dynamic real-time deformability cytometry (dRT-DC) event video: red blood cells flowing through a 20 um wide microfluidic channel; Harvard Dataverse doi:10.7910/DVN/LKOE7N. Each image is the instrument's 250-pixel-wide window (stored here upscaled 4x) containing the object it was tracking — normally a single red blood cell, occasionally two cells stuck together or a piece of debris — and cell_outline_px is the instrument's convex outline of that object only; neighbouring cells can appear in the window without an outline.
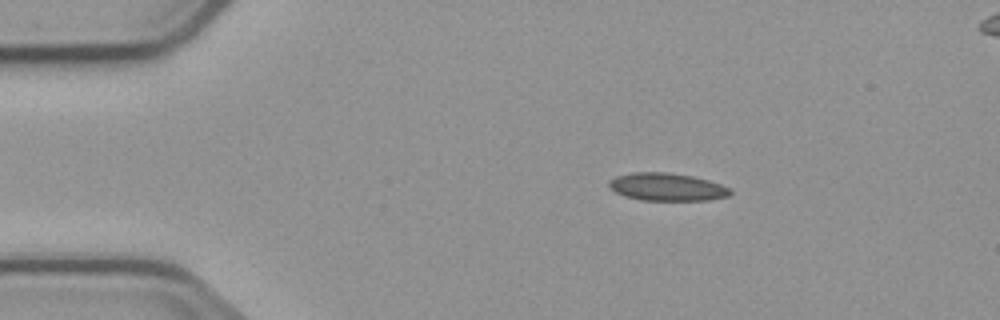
{"species": "common noctule bat (a hibernating species)", "species_latin": "Nyctalus noctula", "temperature_condition": "cold", "stored_images_in_passage": 5, "camera_frame_rate_fps": 3000, "um_per_image_px": 0.085, "animal": {"sex": "male", "body_mass_g": 23.1, "forearm_length_mm": 52.7}, "frame": {"image": 1, "passage_image": 2, "time_ms": 1.333, "image_size_px": [1000, 320], "cell_outline_px": [[732, 192], [728, 196], [708, 200], [640, 200], [624, 196], [608, 188], [608, 180], [616, 176], [632, 172], [668, 172], [692, 176], [708, 180], [732, 188]], "centroid_in_image_um": [56.67, 15.88], "position_along_channel_um": 28.3, "area_um2": 19.77}}
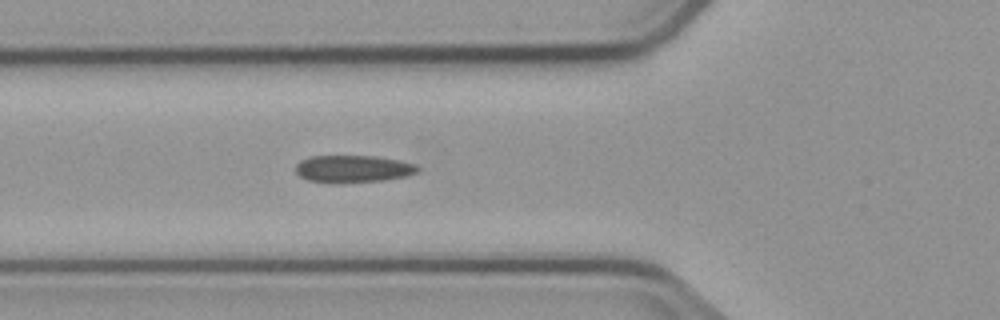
{"frame": {"image": 2, "passage_image": 5, "time_ms": 4.667, "image_size_px": [1000, 320], "cell_outline_px": [[420, 168], [416, 172], [408, 176], [384, 180], [336, 184], [308, 180], [300, 176], [296, 172], [296, 164], [300, 160], [308, 156], [376, 156], [400, 160], [412, 164]], "centroid_in_image_um": [29.98, 14.36], "position_along_channel_um": 95.8, "area_um2": 19.59}}